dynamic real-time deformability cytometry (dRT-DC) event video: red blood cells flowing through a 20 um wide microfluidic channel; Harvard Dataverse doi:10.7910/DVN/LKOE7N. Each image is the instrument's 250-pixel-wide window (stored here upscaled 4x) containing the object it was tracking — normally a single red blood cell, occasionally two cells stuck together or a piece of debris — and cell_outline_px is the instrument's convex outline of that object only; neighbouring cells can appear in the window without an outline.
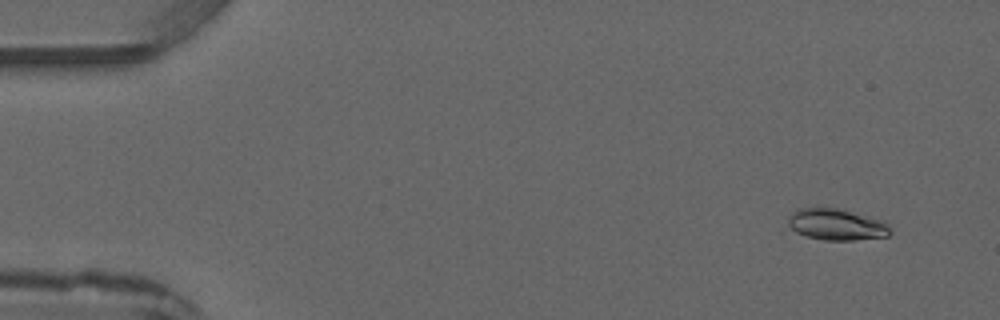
{"species": "common noctule bat (a hibernating species)", "species_latin": "Nyctalus noctula", "temperature_condition": "warm", "stored_images_in_passage": 4, "camera_frame_rate_fps": 3000, "um_per_image_px": 0.085, "animal": {"sex": "male", "forearm_length_mm": 52.5}, "frame": {"image": 1, "passage_image": 1, "time_ms": 0.0, "image_size_px": [1000, 320], "cell_outline_px": [[892, 232], [888, 236], [852, 240], [824, 240], [804, 236], [788, 228], [788, 216], [796, 208], [836, 208], [880, 220], [888, 224]], "centroid_in_image_um": [71.04, 19.09], "position_along_channel_um": 14.0, "area_um2": 18.61}}
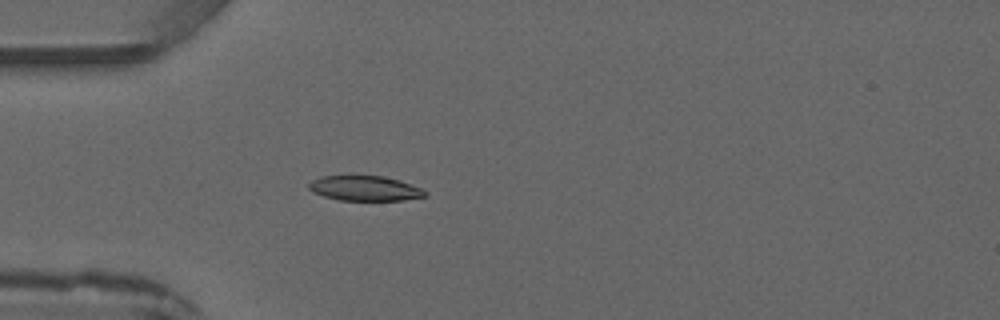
{"frame": {"image": 2, "passage_image": 4, "time_ms": 3.333, "image_size_px": [1000, 320], "cell_outline_px": [[428, 196], [404, 200], [340, 200], [324, 196], [312, 192], [308, 188], [308, 184], [312, 180], [320, 176], [352, 172], [384, 176], [400, 180], [420, 188], [428, 192]], "centroid_in_image_um": [30.96, 15.95], "position_along_channel_um": 54.0, "area_um2": 17.86}}